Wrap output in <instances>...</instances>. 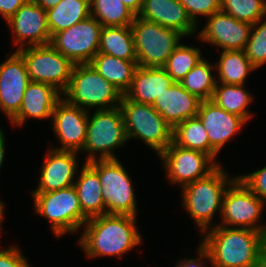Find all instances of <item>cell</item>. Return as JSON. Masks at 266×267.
I'll return each instance as SVG.
<instances>
[{"label": "cell", "mask_w": 266, "mask_h": 267, "mask_svg": "<svg viewBox=\"0 0 266 267\" xmlns=\"http://www.w3.org/2000/svg\"><path fill=\"white\" fill-rule=\"evenodd\" d=\"M123 115L119 107L96 110L91 118L88 114V125L83 152L88 153L85 163L98 159H117L113 154L116 147L127 142ZM96 153V154H95Z\"/></svg>", "instance_id": "ba28073f"}, {"label": "cell", "mask_w": 266, "mask_h": 267, "mask_svg": "<svg viewBox=\"0 0 266 267\" xmlns=\"http://www.w3.org/2000/svg\"><path fill=\"white\" fill-rule=\"evenodd\" d=\"M47 153L38 187L32 192H52L73 186L78 152L50 149Z\"/></svg>", "instance_id": "d6986e66"}, {"label": "cell", "mask_w": 266, "mask_h": 267, "mask_svg": "<svg viewBox=\"0 0 266 267\" xmlns=\"http://www.w3.org/2000/svg\"><path fill=\"white\" fill-rule=\"evenodd\" d=\"M7 22L19 45L17 50L24 48L26 43L42 46L51 42L46 11L32 0H27Z\"/></svg>", "instance_id": "5bb4252c"}, {"label": "cell", "mask_w": 266, "mask_h": 267, "mask_svg": "<svg viewBox=\"0 0 266 267\" xmlns=\"http://www.w3.org/2000/svg\"><path fill=\"white\" fill-rule=\"evenodd\" d=\"M227 175L219 165L208 176L182 187L183 206L202 233L210 229L216 211L221 213L226 188L237 178Z\"/></svg>", "instance_id": "3957f363"}, {"label": "cell", "mask_w": 266, "mask_h": 267, "mask_svg": "<svg viewBox=\"0 0 266 267\" xmlns=\"http://www.w3.org/2000/svg\"><path fill=\"white\" fill-rule=\"evenodd\" d=\"M252 24L239 21L230 14L217 11L208 17L207 24L198 38L225 50H244Z\"/></svg>", "instance_id": "2e32d148"}, {"label": "cell", "mask_w": 266, "mask_h": 267, "mask_svg": "<svg viewBox=\"0 0 266 267\" xmlns=\"http://www.w3.org/2000/svg\"><path fill=\"white\" fill-rule=\"evenodd\" d=\"M131 28L137 65L141 67H163L184 36L176 30L138 16H135Z\"/></svg>", "instance_id": "8992f818"}, {"label": "cell", "mask_w": 266, "mask_h": 267, "mask_svg": "<svg viewBox=\"0 0 266 267\" xmlns=\"http://www.w3.org/2000/svg\"><path fill=\"white\" fill-rule=\"evenodd\" d=\"M261 21L252 25L250 36L244 49L247 58L256 69L266 63V19L263 23Z\"/></svg>", "instance_id": "e575fe53"}, {"label": "cell", "mask_w": 266, "mask_h": 267, "mask_svg": "<svg viewBox=\"0 0 266 267\" xmlns=\"http://www.w3.org/2000/svg\"><path fill=\"white\" fill-rule=\"evenodd\" d=\"M27 0H0V14L8 21Z\"/></svg>", "instance_id": "f35d334b"}, {"label": "cell", "mask_w": 266, "mask_h": 267, "mask_svg": "<svg viewBox=\"0 0 266 267\" xmlns=\"http://www.w3.org/2000/svg\"><path fill=\"white\" fill-rule=\"evenodd\" d=\"M99 53L126 61H137L131 26H105L101 30Z\"/></svg>", "instance_id": "484cf974"}, {"label": "cell", "mask_w": 266, "mask_h": 267, "mask_svg": "<svg viewBox=\"0 0 266 267\" xmlns=\"http://www.w3.org/2000/svg\"><path fill=\"white\" fill-rule=\"evenodd\" d=\"M70 105L97 110L119 107L123 94L89 63L75 64L69 84L62 93ZM118 103V104H117Z\"/></svg>", "instance_id": "277c9868"}, {"label": "cell", "mask_w": 266, "mask_h": 267, "mask_svg": "<svg viewBox=\"0 0 266 267\" xmlns=\"http://www.w3.org/2000/svg\"><path fill=\"white\" fill-rule=\"evenodd\" d=\"M174 83L163 67L137 66L124 96L137 103L152 105L155 99Z\"/></svg>", "instance_id": "603a6c76"}, {"label": "cell", "mask_w": 266, "mask_h": 267, "mask_svg": "<svg viewBox=\"0 0 266 267\" xmlns=\"http://www.w3.org/2000/svg\"><path fill=\"white\" fill-rule=\"evenodd\" d=\"M212 65L202 59L181 80L180 84L201 101L211 100L217 80L212 75Z\"/></svg>", "instance_id": "1f68e13d"}, {"label": "cell", "mask_w": 266, "mask_h": 267, "mask_svg": "<svg viewBox=\"0 0 266 267\" xmlns=\"http://www.w3.org/2000/svg\"><path fill=\"white\" fill-rule=\"evenodd\" d=\"M37 5H40L45 11L55 7L61 0H32Z\"/></svg>", "instance_id": "b9f144b4"}, {"label": "cell", "mask_w": 266, "mask_h": 267, "mask_svg": "<svg viewBox=\"0 0 266 267\" xmlns=\"http://www.w3.org/2000/svg\"><path fill=\"white\" fill-rule=\"evenodd\" d=\"M138 17L176 30L184 36L198 29L180 0H144Z\"/></svg>", "instance_id": "ffe728a7"}, {"label": "cell", "mask_w": 266, "mask_h": 267, "mask_svg": "<svg viewBox=\"0 0 266 267\" xmlns=\"http://www.w3.org/2000/svg\"><path fill=\"white\" fill-rule=\"evenodd\" d=\"M175 145L197 150L216 159L217 152L210 146L208 133L198 116L191 117L177 124L173 128V141Z\"/></svg>", "instance_id": "83f0119b"}, {"label": "cell", "mask_w": 266, "mask_h": 267, "mask_svg": "<svg viewBox=\"0 0 266 267\" xmlns=\"http://www.w3.org/2000/svg\"><path fill=\"white\" fill-rule=\"evenodd\" d=\"M89 64L123 95L129 89L137 61H126L109 54L97 53Z\"/></svg>", "instance_id": "d4e9b609"}, {"label": "cell", "mask_w": 266, "mask_h": 267, "mask_svg": "<svg viewBox=\"0 0 266 267\" xmlns=\"http://www.w3.org/2000/svg\"><path fill=\"white\" fill-rule=\"evenodd\" d=\"M136 16L140 13L144 0H121Z\"/></svg>", "instance_id": "60d3db41"}, {"label": "cell", "mask_w": 266, "mask_h": 267, "mask_svg": "<svg viewBox=\"0 0 266 267\" xmlns=\"http://www.w3.org/2000/svg\"><path fill=\"white\" fill-rule=\"evenodd\" d=\"M0 267H30V264L17 247L11 246L0 250Z\"/></svg>", "instance_id": "74e56055"}, {"label": "cell", "mask_w": 266, "mask_h": 267, "mask_svg": "<svg viewBox=\"0 0 266 267\" xmlns=\"http://www.w3.org/2000/svg\"><path fill=\"white\" fill-rule=\"evenodd\" d=\"M265 203L237 178L228 186L222 200V222L218 226H235L263 232L266 226L257 223Z\"/></svg>", "instance_id": "8fae6325"}, {"label": "cell", "mask_w": 266, "mask_h": 267, "mask_svg": "<svg viewBox=\"0 0 266 267\" xmlns=\"http://www.w3.org/2000/svg\"><path fill=\"white\" fill-rule=\"evenodd\" d=\"M102 25L91 15L51 37L50 44L74 64L89 63L99 51Z\"/></svg>", "instance_id": "7c38bea8"}, {"label": "cell", "mask_w": 266, "mask_h": 267, "mask_svg": "<svg viewBox=\"0 0 266 267\" xmlns=\"http://www.w3.org/2000/svg\"><path fill=\"white\" fill-rule=\"evenodd\" d=\"M90 15L105 26H131L135 14L121 0H90Z\"/></svg>", "instance_id": "4dcf8cb0"}, {"label": "cell", "mask_w": 266, "mask_h": 267, "mask_svg": "<svg viewBox=\"0 0 266 267\" xmlns=\"http://www.w3.org/2000/svg\"><path fill=\"white\" fill-rule=\"evenodd\" d=\"M35 212L50 220L56 237L77 232L88 218L82 213L74 186L52 192H32Z\"/></svg>", "instance_id": "52a82bcc"}, {"label": "cell", "mask_w": 266, "mask_h": 267, "mask_svg": "<svg viewBox=\"0 0 266 267\" xmlns=\"http://www.w3.org/2000/svg\"><path fill=\"white\" fill-rule=\"evenodd\" d=\"M88 110L70 105L64 99H61L56 105L52 113L53 131H55L61 148H53L56 150L79 152L83 150L87 125Z\"/></svg>", "instance_id": "9a60e30c"}, {"label": "cell", "mask_w": 266, "mask_h": 267, "mask_svg": "<svg viewBox=\"0 0 266 267\" xmlns=\"http://www.w3.org/2000/svg\"><path fill=\"white\" fill-rule=\"evenodd\" d=\"M197 254L199 255L200 258L199 257L196 259L189 258V259H184L183 261L178 260L179 265H177L176 267H206V266H203L204 263L202 262L204 261L203 258L205 257L208 260H210L208 250L202 244H200L197 250ZM199 259L201 262L199 261Z\"/></svg>", "instance_id": "ab89813d"}, {"label": "cell", "mask_w": 266, "mask_h": 267, "mask_svg": "<svg viewBox=\"0 0 266 267\" xmlns=\"http://www.w3.org/2000/svg\"><path fill=\"white\" fill-rule=\"evenodd\" d=\"M51 37L90 16V0H61L46 11Z\"/></svg>", "instance_id": "4316f807"}, {"label": "cell", "mask_w": 266, "mask_h": 267, "mask_svg": "<svg viewBox=\"0 0 266 267\" xmlns=\"http://www.w3.org/2000/svg\"><path fill=\"white\" fill-rule=\"evenodd\" d=\"M197 116L208 133L210 146L217 153L246 123L243 118L227 112L212 100L201 101Z\"/></svg>", "instance_id": "ac0fdd59"}, {"label": "cell", "mask_w": 266, "mask_h": 267, "mask_svg": "<svg viewBox=\"0 0 266 267\" xmlns=\"http://www.w3.org/2000/svg\"><path fill=\"white\" fill-rule=\"evenodd\" d=\"M192 21L197 24V15L212 16L221 10V0H180Z\"/></svg>", "instance_id": "d590c367"}, {"label": "cell", "mask_w": 266, "mask_h": 267, "mask_svg": "<svg viewBox=\"0 0 266 267\" xmlns=\"http://www.w3.org/2000/svg\"><path fill=\"white\" fill-rule=\"evenodd\" d=\"M221 10L253 25L266 15V0H221Z\"/></svg>", "instance_id": "836d02e7"}, {"label": "cell", "mask_w": 266, "mask_h": 267, "mask_svg": "<svg viewBox=\"0 0 266 267\" xmlns=\"http://www.w3.org/2000/svg\"><path fill=\"white\" fill-rule=\"evenodd\" d=\"M61 95L62 93L50 84L31 81L26 87L20 110L11 123L21 126L28 117H52L55 105L62 99Z\"/></svg>", "instance_id": "7402d4cb"}, {"label": "cell", "mask_w": 266, "mask_h": 267, "mask_svg": "<svg viewBox=\"0 0 266 267\" xmlns=\"http://www.w3.org/2000/svg\"><path fill=\"white\" fill-rule=\"evenodd\" d=\"M135 221L134 216L118 214L89 218L78 241L79 246L89 258L122 256L142 241Z\"/></svg>", "instance_id": "7a4b0ae2"}, {"label": "cell", "mask_w": 266, "mask_h": 267, "mask_svg": "<svg viewBox=\"0 0 266 267\" xmlns=\"http://www.w3.org/2000/svg\"><path fill=\"white\" fill-rule=\"evenodd\" d=\"M196 47L180 44L169 56L163 66L174 82L180 83L190 70L203 58Z\"/></svg>", "instance_id": "d6a6232c"}, {"label": "cell", "mask_w": 266, "mask_h": 267, "mask_svg": "<svg viewBox=\"0 0 266 267\" xmlns=\"http://www.w3.org/2000/svg\"><path fill=\"white\" fill-rule=\"evenodd\" d=\"M30 82L25 62L17 51L0 64V106L10 121L18 114Z\"/></svg>", "instance_id": "e0dca14e"}, {"label": "cell", "mask_w": 266, "mask_h": 267, "mask_svg": "<svg viewBox=\"0 0 266 267\" xmlns=\"http://www.w3.org/2000/svg\"><path fill=\"white\" fill-rule=\"evenodd\" d=\"M201 244L208 250L213 267H259L266 235L247 228L212 226Z\"/></svg>", "instance_id": "6da1fadb"}, {"label": "cell", "mask_w": 266, "mask_h": 267, "mask_svg": "<svg viewBox=\"0 0 266 267\" xmlns=\"http://www.w3.org/2000/svg\"><path fill=\"white\" fill-rule=\"evenodd\" d=\"M121 109L128 139H142L157 155L173 141V128L152 105L137 103L122 96Z\"/></svg>", "instance_id": "5b68a950"}, {"label": "cell", "mask_w": 266, "mask_h": 267, "mask_svg": "<svg viewBox=\"0 0 266 267\" xmlns=\"http://www.w3.org/2000/svg\"><path fill=\"white\" fill-rule=\"evenodd\" d=\"M166 168L168 179L181 188L202 179L213 172L219 164L209 155L175 145L173 142L159 155Z\"/></svg>", "instance_id": "4fadbf2b"}, {"label": "cell", "mask_w": 266, "mask_h": 267, "mask_svg": "<svg viewBox=\"0 0 266 267\" xmlns=\"http://www.w3.org/2000/svg\"><path fill=\"white\" fill-rule=\"evenodd\" d=\"M214 67L218 70L219 82L228 85H244L246 76L256 69L244 50L222 51Z\"/></svg>", "instance_id": "f1b7e54d"}, {"label": "cell", "mask_w": 266, "mask_h": 267, "mask_svg": "<svg viewBox=\"0 0 266 267\" xmlns=\"http://www.w3.org/2000/svg\"><path fill=\"white\" fill-rule=\"evenodd\" d=\"M201 100L175 82L157 97L153 108L174 128L177 124L197 116Z\"/></svg>", "instance_id": "44dd1931"}, {"label": "cell", "mask_w": 266, "mask_h": 267, "mask_svg": "<svg viewBox=\"0 0 266 267\" xmlns=\"http://www.w3.org/2000/svg\"><path fill=\"white\" fill-rule=\"evenodd\" d=\"M5 134L0 129V168L2 166V163L4 162V156H5Z\"/></svg>", "instance_id": "7bdbcfd3"}, {"label": "cell", "mask_w": 266, "mask_h": 267, "mask_svg": "<svg viewBox=\"0 0 266 267\" xmlns=\"http://www.w3.org/2000/svg\"><path fill=\"white\" fill-rule=\"evenodd\" d=\"M238 178L266 205V166L253 173L238 176Z\"/></svg>", "instance_id": "8d00e7d4"}, {"label": "cell", "mask_w": 266, "mask_h": 267, "mask_svg": "<svg viewBox=\"0 0 266 267\" xmlns=\"http://www.w3.org/2000/svg\"><path fill=\"white\" fill-rule=\"evenodd\" d=\"M88 164L98 173L105 203V214L136 217V198L132 180L118 159L94 160Z\"/></svg>", "instance_id": "9c48e42d"}, {"label": "cell", "mask_w": 266, "mask_h": 267, "mask_svg": "<svg viewBox=\"0 0 266 267\" xmlns=\"http://www.w3.org/2000/svg\"><path fill=\"white\" fill-rule=\"evenodd\" d=\"M261 265L263 267H266V245H265L264 250H263L262 263H261Z\"/></svg>", "instance_id": "f6af8a7d"}, {"label": "cell", "mask_w": 266, "mask_h": 267, "mask_svg": "<svg viewBox=\"0 0 266 267\" xmlns=\"http://www.w3.org/2000/svg\"><path fill=\"white\" fill-rule=\"evenodd\" d=\"M215 86L212 101L227 112L243 118L246 122L251 119L247 109L252 96L244 89V85H228L220 83Z\"/></svg>", "instance_id": "f546056e"}, {"label": "cell", "mask_w": 266, "mask_h": 267, "mask_svg": "<svg viewBox=\"0 0 266 267\" xmlns=\"http://www.w3.org/2000/svg\"><path fill=\"white\" fill-rule=\"evenodd\" d=\"M4 205L3 202L0 200V230H1V224L3 220V213H4Z\"/></svg>", "instance_id": "ee69618b"}, {"label": "cell", "mask_w": 266, "mask_h": 267, "mask_svg": "<svg viewBox=\"0 0 266 267\" xmlns=\"http://www.w3.org/2000/svg\"><path fill=\"white\" fill-rule=\"evenodd\" d=\"M17 52L25 62L31 81L50 84L61 93L66 90L75 64L51 44L27 46Z\"/></svg>", "instance_id": "30bf717a"}, {"label": "cell", "mask_w": 266, "mask_h": 267, "mask_svg": "<svg viewBox=\"0 0 266 267\" xmlns=\"http://www.w3.org/2000/svg\"><path fill=\"white\" fill-rule=\"evenodd\" d=\"M79 178L74 182L82 213L89 219L105 214V203L98 173L88 164H83Z\"/></svg>", "instance_id": "cb8c5ba5"}]
</instances>
